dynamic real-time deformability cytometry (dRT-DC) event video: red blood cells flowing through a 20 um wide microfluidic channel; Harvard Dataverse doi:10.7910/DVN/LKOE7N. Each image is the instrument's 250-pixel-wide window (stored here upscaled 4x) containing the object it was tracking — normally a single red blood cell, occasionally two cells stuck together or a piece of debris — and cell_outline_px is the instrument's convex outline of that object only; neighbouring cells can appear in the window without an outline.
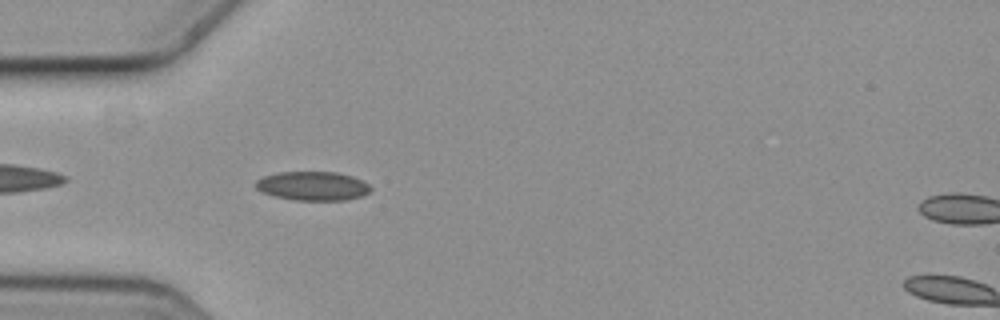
{"species": "common noctule bat (a hibernating species)", "species_latin": "Nyctalus noctula", "temperature_condition": "cold", "stored_images_in_passage": 6, "camera_frame_rate_fps": 3000, "um_per_image_px": 0.085, "animal": {"sex": "female", "body_mass_g": 19.3, "forearm_length_mm": 54.1}, "frame": {"image": 1, "passage_image": 5, "time_ms": 1.333, "image_size_px": [1000, 320], "cell_outline_px": [[372, 188], [368, 192], [360, 196], [348, 200], [292, 200], [272, 196], [260, 192], [256, 188], [256, 180], [264, 176], [280, 172], [336, 172], [352, 176], [368, 184]], "centroid_in_image_um": [26.54, 15.81], "position_along_channel_um": 58.5, "area_um2": 19.42}}